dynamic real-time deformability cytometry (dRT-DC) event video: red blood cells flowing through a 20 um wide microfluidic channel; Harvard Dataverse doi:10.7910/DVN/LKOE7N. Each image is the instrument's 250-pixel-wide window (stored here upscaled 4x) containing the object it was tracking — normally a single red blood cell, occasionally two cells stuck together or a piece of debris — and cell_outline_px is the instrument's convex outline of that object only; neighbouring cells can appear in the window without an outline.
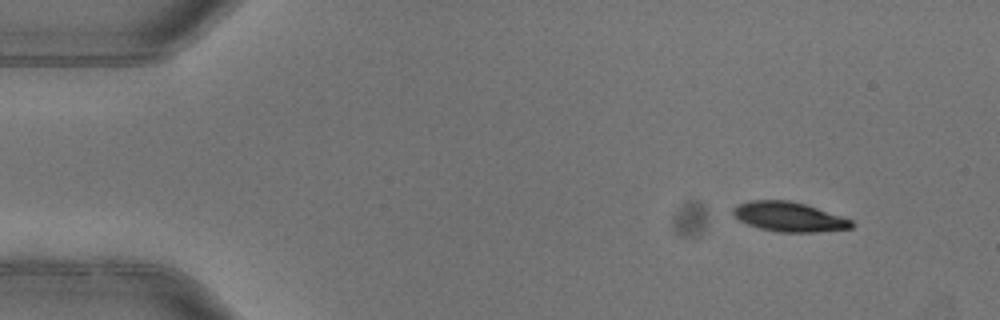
{"species": "common noctule bat (a hibernating species)", "species_latin": "Nyctalus noctula", "temperature_condition": "warm", "stored_images_in_passage": 3, "camera_frame_rate_fps": 3000, "um_per_image_px": 0.085, "animal": {"sex": "female"}, "frame": {"image": 1, "passage_image": 1, "time_ms": 0.0, "image_size_px": [1000, 320], "cell_outline_px": [[856, 224], [852, 228], [816, 232], [780, 232], [760, 228], [748, 224], [732, 216], [732, 208], [740, 204], [752, 200], [788, 200], [808, 204], [852, 220]], "centroid_in_image_um": [67.09, 18.42], "position_along_channel_um": 17.9, "area_um2": 20.52}}
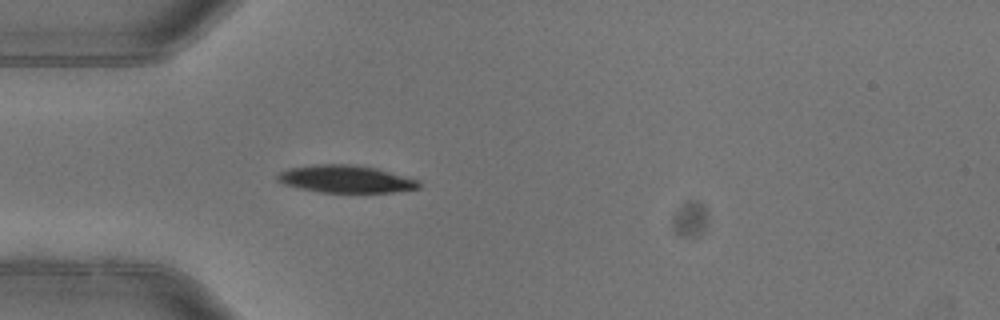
{"frame": {"image": 2, "passage_image": 3, "time_ms": 0.667, "image_size_px": [1000, 320], "cell_outline_px": [[420, 188], [392, 192], [320, 192], [300, 188], [284, 184], [276, 180], [276, 176], [280, 172], [288, 168], [316, 164], [352, 164], [376, 168], [420, 180]], "centroid_in_image_um": [29.39, 15.21], "position_along_channel_um": 55.6, "area_um2": 22.6}}